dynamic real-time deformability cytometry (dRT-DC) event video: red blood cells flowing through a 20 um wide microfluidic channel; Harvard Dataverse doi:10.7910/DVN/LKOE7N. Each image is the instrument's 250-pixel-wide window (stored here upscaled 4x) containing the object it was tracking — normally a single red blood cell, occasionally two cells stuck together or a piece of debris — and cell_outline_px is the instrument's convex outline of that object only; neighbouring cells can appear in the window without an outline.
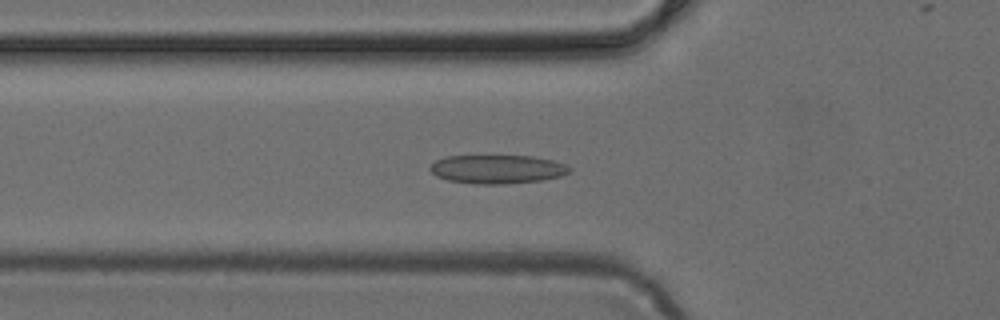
{"species": "common noctule bat (a hibernating species)", "species_latin": "Nyctalus noctula", "temperature_condition": "cold", "stored_images_in_passage": 48, "camera_frame_rate_fps": 3000, "um_per_image_px": 0.085, "animal": {"sex": "female", "body_mass_g": 24.6, "forearm_length_mm": 56.2}, "frame": {"image": 1, "passage_image": 16, "time_ms": 5.0, "image_size_px": [1000, 320], "cell_outline_px": [[572, 172], [560, 176], [540, 180], [504, 184], [476, 184], [448, 180], [436, 176], [428, 168], [436, 160], [444, 156], [532, 156], [552, 160], [568, 164], [572, 168]], "centroid_in_image_um": [42.29, 14.38], "position_along_channel_um": 83.5, "area_um2": 23.41}}
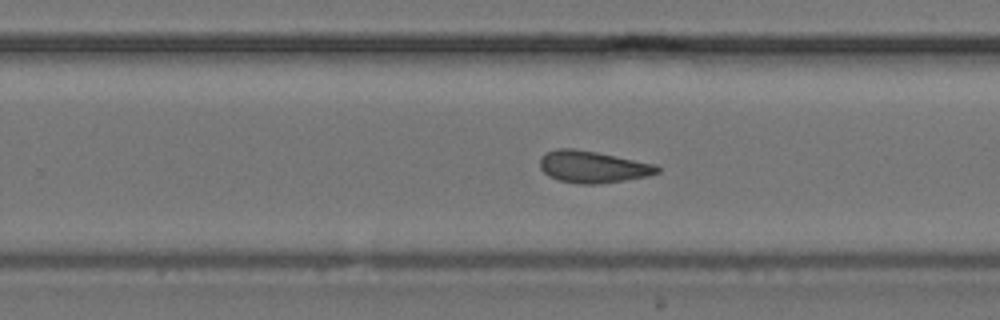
{"frame": {"image": 2, "passage_image": 30, "time_ms": 9.667, "image_size_px": [1000, 320], "cell_outline_px": [[660, 172], [648, 176], [600, 184], [580, 184], [560, 180], [548, 176], [540, 168], [540, 156], [544, 152], [556, 148], [572, 148], [596, 152], [656, 164], [660, 168]], "centroid_in_image_um": [50.36, 14.17], "position_along_channel_um": 279.4, "area_um2": 21.91}}
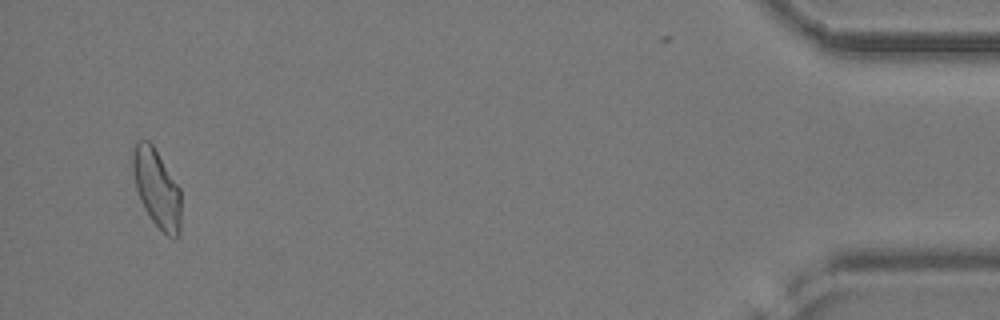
{"frame": {"image": 3, "passage_image": 46, "time_ms": 15.0, "image_size_px": [1000, 320], "cell_outline_px": [[180, 236], [172, 240], [152, 220], [144, 208], [140, 200], [136, 188], [132, 168], [132, 148], [136, 140], [148, 140], [152, 144], [180, 188]], "centroid_in_image_um": [13.31, 16.0], "position_along_channel_um": 421.9, "area_um2": 22.02}}